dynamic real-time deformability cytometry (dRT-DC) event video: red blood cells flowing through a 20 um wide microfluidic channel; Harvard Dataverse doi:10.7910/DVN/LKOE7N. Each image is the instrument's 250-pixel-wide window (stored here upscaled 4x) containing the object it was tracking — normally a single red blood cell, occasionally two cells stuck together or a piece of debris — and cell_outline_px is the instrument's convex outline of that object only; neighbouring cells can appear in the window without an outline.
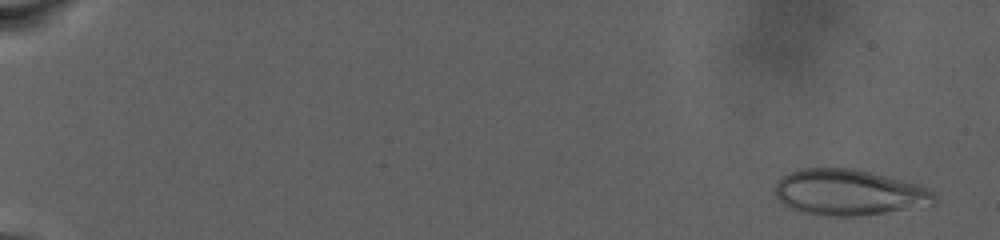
{"species": "human", "species_latin": "Homo sapiens", "temperature_condition": "warm", "stored_images_in_passage": 88, "camera_frame_rate_fps": 3000, "um_per_image_px": 0.085, "donor": {"sex": "male"}, "frame": {"image": 1, "passage_image": 4, "time_ms": 1.0, "image_size_px": [1000, 240], "cell_outline_px": [[936, 204], [884, 212], [856, 216], [828, 216], [800, 212], [784, 204], [772, 192], [772, 188], [784, 176], [800, 168], [852, 168], [920, 184], [936, 192]], "centroid_in_image_um": [72.17, 16.35], "position_along_channel_um": 12.8, "area_um2": 42.66}}
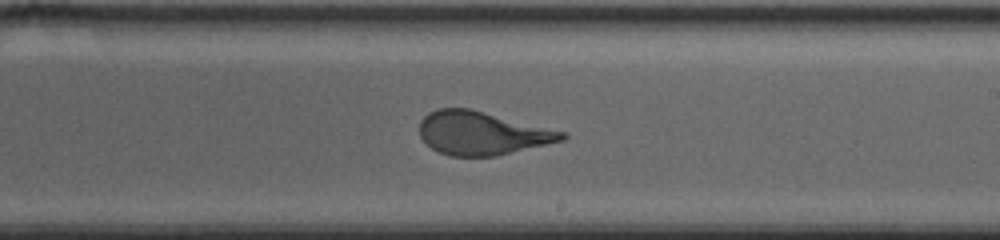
{"frame": {"image": 2, "passage_image": 57, "time_ms": 18.667, "image_size_px": [1000, 240], "cell_outline_px": [[568, 136], [564, 140], [492, 156], [448, 156], [432, 148], [420, 136], [420, 120], [428, 112], [436, 108], [468, 108], [564, 132]], "centroid_in_image_um": [40.91, 11.31], "position_along_channel_um": 248.1, "area_um2": 35.32}}
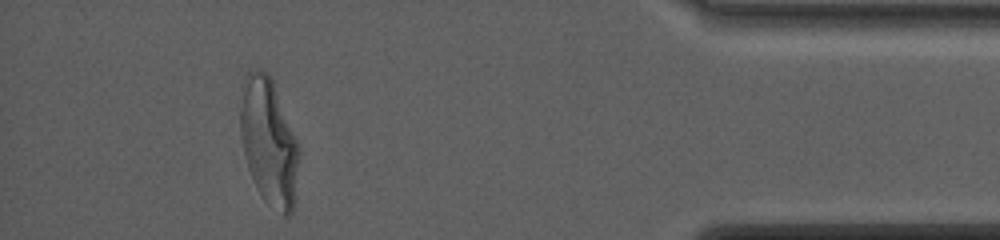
{"frame": {"image": 3, "passage_image": 82, "time_ms": 27.0, "image_size_px": [1000, 240], "cell_outline_px": [[300, 152], [292, 212], [288, 216], [284, 216], [268, 204], [264, 200], [256, 188], [248, 168], [244, 152], [240, 132], [240, 84], [244, 76], [248, 72], [260, 68], [268, 72], [272, 80], [296, 140]], "centroid_in_image_um": [22.81, 12.02], "position_along_channel_um": 412.4, "area_um2": 43.23}, "authors_computed_cell_mechanics": {"area_um2": 40.9224, "velocity_mm_per_s": 2.4574, "shape_relaxation_time_tau1_ms": 8.699, "shape_relaxation_time_tau2_ms": null, "deformation_change_tau1": 0.2444, "deformation_change_tau2": null}}